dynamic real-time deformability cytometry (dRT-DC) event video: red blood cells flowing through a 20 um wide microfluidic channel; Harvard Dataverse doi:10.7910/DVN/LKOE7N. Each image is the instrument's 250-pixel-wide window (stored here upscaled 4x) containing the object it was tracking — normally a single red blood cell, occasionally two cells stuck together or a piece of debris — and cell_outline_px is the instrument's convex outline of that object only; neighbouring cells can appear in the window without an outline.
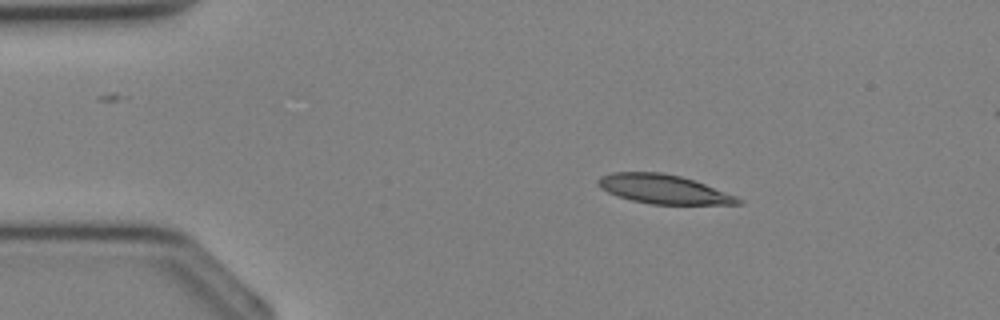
{"species": "Egyptian fruit bat (a non-hibernating species)", "species_latin": "Rousettus aegyptiacus", "temperature_condition": "cold", "stored_images_in_passage": 34, "camera_frame_rate_fps": 3000, "um_per_image_px": 0.085, "animal": {"sex": "female"}, "frame": {"image": 1, "passage_image": 5, "time_ms": 1.333, "image_size_px": [1000, 320], "cell_outline_px": [[744, 204], [652, 204], [632, 200], [608, 192], [600, 188], [596, 184], [596, 180], [600, 176], [612, 172], [660, 172], [680, 176], [704, 184], [736, 196], [744, 200]], "centroid_in_image_um": [56.38, 16.07], "position_along_channel_um": 28.6, "area_um2": 23.52}}
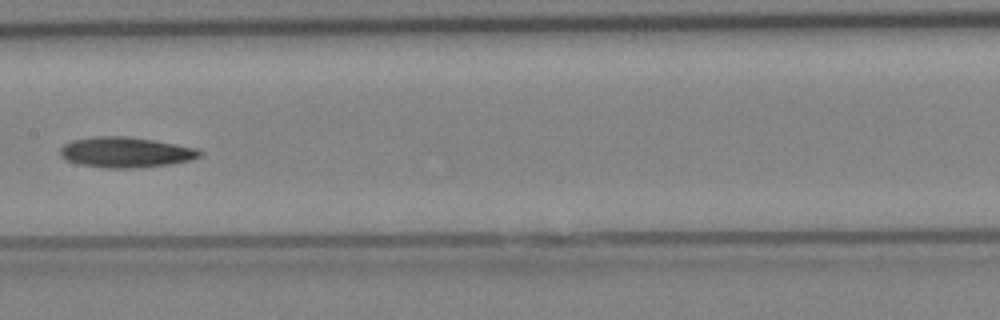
{"frame": {"image": 2, "passage_image": 17, "time_ms": 5.333, "image_size_px": [1000, 320], "cell_outline_px": [[204, 152], [200, 156], [192, 160], [168, 164], [136, 168], [104, 168], [80, 164], [68, 160], [60, 156], [60, 148], [64, 144], [72, 140], [96, 136], [124, 136], [152, 140], [196, 148]], "centroid_in_image_um": [10.67, 12.95], "position_along_channel_um": 196.7, "area_um2": 24.62}}
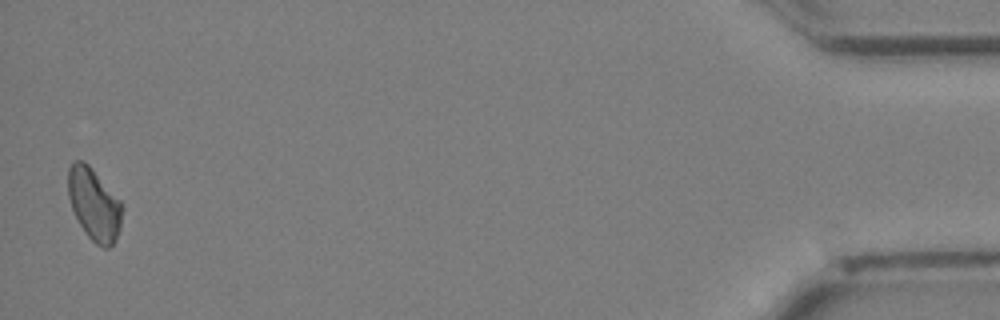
{"frame": {"image": 3, "passage_image": 34, "time_ms": 11.0, "image_size_px": [1000, 320], "cell_outline_px": [[124, 208], [120, 228], [116, 240], [108, 248], [104, 248], [96, 244], [88, 236], [80, 224], [72, 208], [68, 196], [68, 168], [76, 160], [84, 160], [92, 168], [120, 200]], "centroid_in_image_um": [8.02, 17.36], "position_along_channel_um": 427.2, "area_um2": 22.72}}